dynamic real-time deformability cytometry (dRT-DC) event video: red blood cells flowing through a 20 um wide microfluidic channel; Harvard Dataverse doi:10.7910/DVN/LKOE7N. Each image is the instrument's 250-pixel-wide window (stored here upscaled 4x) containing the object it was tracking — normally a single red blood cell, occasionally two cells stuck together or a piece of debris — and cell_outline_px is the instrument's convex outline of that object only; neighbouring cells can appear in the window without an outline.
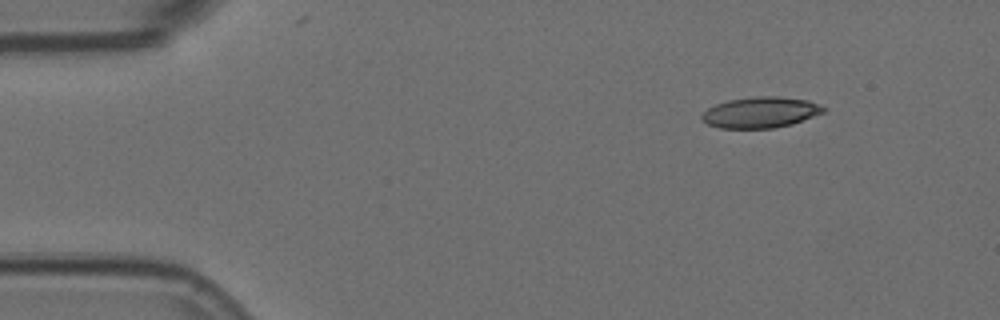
{"species": "Egyptian fruit bat (a non-hibernating species)", "species_latin": "Rousettus aegyptiacus", "temperature_condition": "room temperature", "stored_images_in_passage": 6, "segment_of_instrument_passage": [2, 2], "camera_frame_rate_fps": 3000, "um_per_image_px": 0.085, "animal": {"sex": "female"}, "frame": {"image": 1, "passage_image": 6, "time_ms": 1.667, "image_size_px": [1000, 320], "cell_outline_px": [[828, 108], [824, 112], [792, 124], [772, 128], [720, 128], [708, 124], [700, 120], [700, 116], [708, 108], [716, 104], [728, 100], [756, 96], [780, 96], [808, 100], [820, 104]], "centroid_in_image_um": [64.66, 9.54], "position_along_channel_um": 20.3, "area_um2": 22.02}}